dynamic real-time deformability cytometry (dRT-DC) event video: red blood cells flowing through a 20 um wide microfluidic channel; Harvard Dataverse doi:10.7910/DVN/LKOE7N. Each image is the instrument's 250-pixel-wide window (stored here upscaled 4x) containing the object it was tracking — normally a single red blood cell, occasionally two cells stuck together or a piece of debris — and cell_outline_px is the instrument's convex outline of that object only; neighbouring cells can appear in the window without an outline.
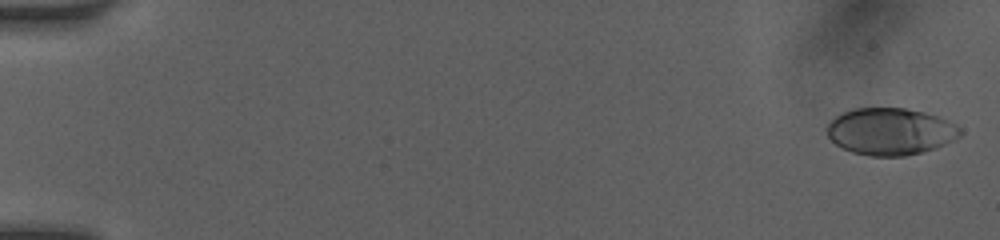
{"species": "human", "species_latin": "Homo sapiens", "temperature_condition": "room temperature", "stored_images_in_passage": 52, "camera_frame_rate_fps": 3000, "um_per_image_px": 0.085, "donor": {"sex": "female"}, "frame": {"image": 1, "passage_image": 2, "time_ms": 0.333, "image_size_px": [1000, 240], "cell_outline_px": [[964, 132], [960, 136], [936, 148], [904, 156], [868, 156], [852, 152], [836, 144], [828, 136], [824, 128], [836, 116], [852, 108], [904, 108], [924, 112], [940, 116], [956, 124]], "centroid_in_image_um": [75.69, 11.17], "position_along_channel_um": 9.3, "area_um2": 36.59}}
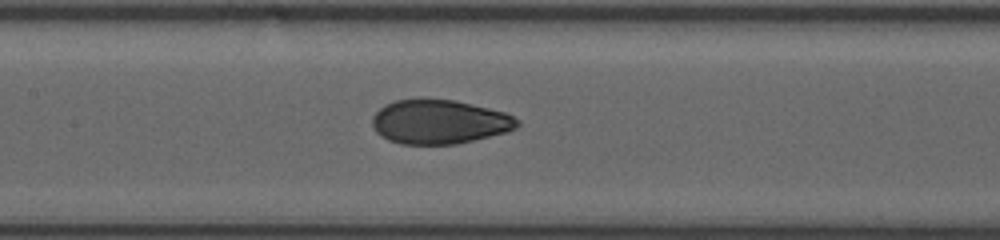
{"frame": {"image": 2, "passage_image": 26, "time_ms": 8.333, "image_size_px": [1000, 240], "cell_outline_px": [[520, 124], [516, 128], [504, 132], [456, 144], [400, 144], [388, 140], [380, 136], [376, 132], [372, 124], [372, 116], [384, 104], [396, 100], [420, 96], [452, 100], [488, 108], [504, 112], [520, 120]], "centroid_in_image_um": [37.28, 10.33], "position_along_channel_um": 170.1, "area_um2": 37.69}}
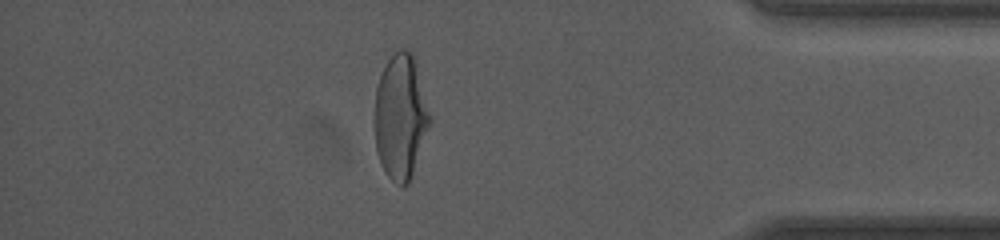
{"frame": {"image": 3, "passage_image": 45, "time_ms": 14.667, "image_size_px": [1000, 240], "cell_outline_px": [[432, 120], [408, 184], [404, 188], [396, 184], [384, 172], [380, 164], [376, 152], [372, 124], [372, 120], [376, 88], [380, 76], [388, 60], [400, 48], [404, 48], [412, 52], [416, 64], [432, 116]], "centroid_in_image_um": [34.02, 9.96], "position_along_channel_um": 401.2, "area_um2": 40.98}, "authors_computed_cell_mechanics": {"area_um2": 37.57, "velocity_mm_per_s": 4.1316, "shape_relaxation_time_tau1_ms": 4.7534, "shape_relaxation_time_tau2_ms": 0.9095, "deformation_change_tau1": 0.1802, "deformation_change_tau2": 0.0557}}